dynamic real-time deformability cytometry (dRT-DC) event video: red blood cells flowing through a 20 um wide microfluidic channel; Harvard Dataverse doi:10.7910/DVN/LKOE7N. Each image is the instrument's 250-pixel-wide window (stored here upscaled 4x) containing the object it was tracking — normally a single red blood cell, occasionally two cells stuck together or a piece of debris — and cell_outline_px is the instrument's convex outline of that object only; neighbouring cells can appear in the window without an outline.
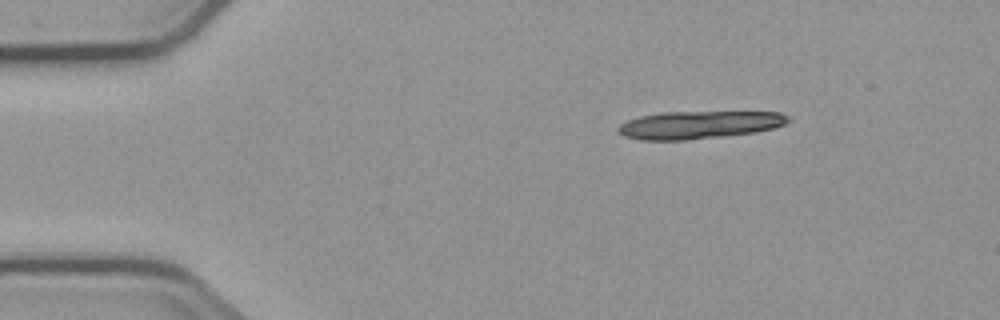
{"species": "common noctule bat (a hibernating species)", "species_latin": "Nyctalus noctula", "temperature_condition": "cold", "stored_images_in_passage": 6, "segment_of_instrument_passage": [2, 2], "camera_frame_rate_fps": 3000, "um_per_image_px": 0.085, "animal": {"sex": "male", "body_mass_g": 23.1, "forearm_length_mm": 52.7}, "frame": {"image": 1, "passage_image": 6, "time_ms": 6.667, "image_size_px": [1000, 320], "cell_outline_px": [[792, 120], [784, 124], [772, 128], [756, 132], [684, 140], [644, 140], [624, 136], [616, 132], [616, 128], [620, 124], [628, 120], [640, 116], [660, 112], [780, 112], [788, 116]], "centroid_in_image_um": [59.39, 10.6], "position_along_channel_um": 25.6, "area_um2": 27.4}}